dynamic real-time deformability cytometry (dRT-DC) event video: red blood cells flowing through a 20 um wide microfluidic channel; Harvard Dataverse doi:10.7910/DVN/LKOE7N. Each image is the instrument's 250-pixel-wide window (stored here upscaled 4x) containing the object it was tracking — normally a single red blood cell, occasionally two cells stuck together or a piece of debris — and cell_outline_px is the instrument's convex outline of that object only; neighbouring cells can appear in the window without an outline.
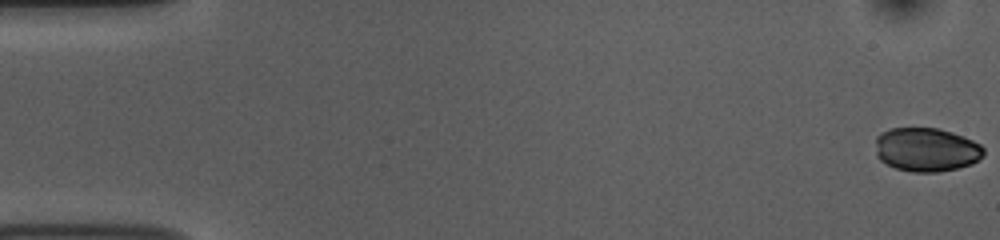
{"species": "common noctule bat (a hibernating species)", "species_latin": "Nyctalus noctula", "temperature_condition": "room temperature", "stored_images_in_passage": 53, "camera_frame_rate_fps": 3000, "um_per_image_px": 0.085, "animal": {"sex": "female", "body_mass_g": 10.0, "forearm_length_mm": 53.1}, "frame": {"image": 1, "passage_image": 1, "time_ms": 0.0, "image_size_px": [1000, 240], "cell_outline_px": [[984, 156], [972, 164], [956, 168], [936, 172], [912, 172], [896, 168], [880, 160], [876, 156], [876, 136], [880, 132], [892, 128], [936, 128], [952, 132], [972, 140], [980, 144], [984, 148]], "centroid_in_image_um": [78.73, 12.71], "position_along_channel_um": 6.3, "area_um2": 27.69}}
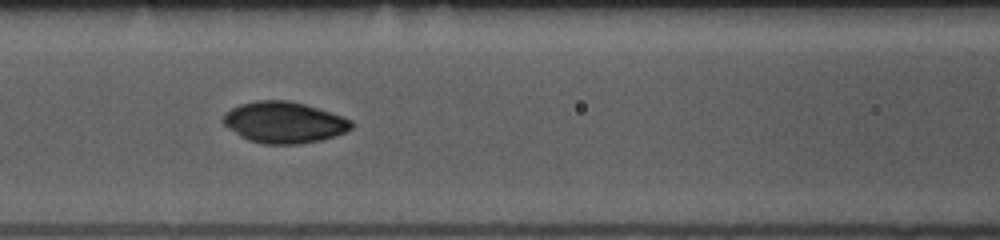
{"frame": {"image": 2, "passage_image": 23, "time_ms": 7.333, "image_size_px": [1000, 240], "cell_outline_px": [[356, 124], [352, 128], [344, 132], [320, 140], [300, 144], [268, 144], [248, 140], [240, 136], [228, 128], [220, 120], [224, 112], [240, 104], [256, 100], [288, 100], [304, 104], [344, 116], [352, 120]], "centroid_in_image_um": [24.13, 10.39], "position_along_channel_um": 142.5, "area_um2": 30.98}}
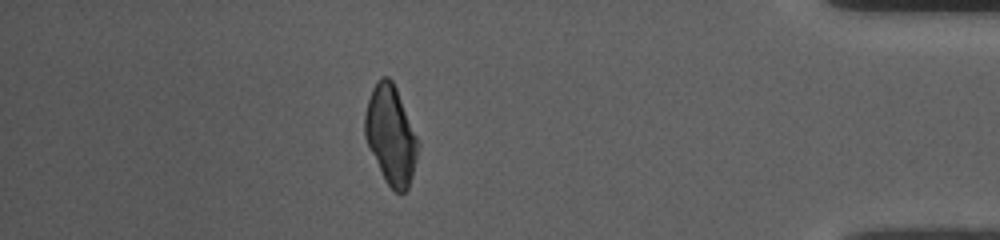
{"frame": {"image": 3, "passage_image": 47, "time_ms": 15.333, "image_size_px": [1000, 240], "cell_outline_px": [[420, 144], [412, 176], [408, 188], [400, 196], [384, 180], [368, 148], [364, 136], [364, 112], [372, 88], [376, 80], [380, 76], [388, 76], [392, 80], [396, 88], [420, 140]], "centroid_in_image_um": [33.21, 11.48], "position_along_channel_um": 402.0, "area_um2": 31.1}}